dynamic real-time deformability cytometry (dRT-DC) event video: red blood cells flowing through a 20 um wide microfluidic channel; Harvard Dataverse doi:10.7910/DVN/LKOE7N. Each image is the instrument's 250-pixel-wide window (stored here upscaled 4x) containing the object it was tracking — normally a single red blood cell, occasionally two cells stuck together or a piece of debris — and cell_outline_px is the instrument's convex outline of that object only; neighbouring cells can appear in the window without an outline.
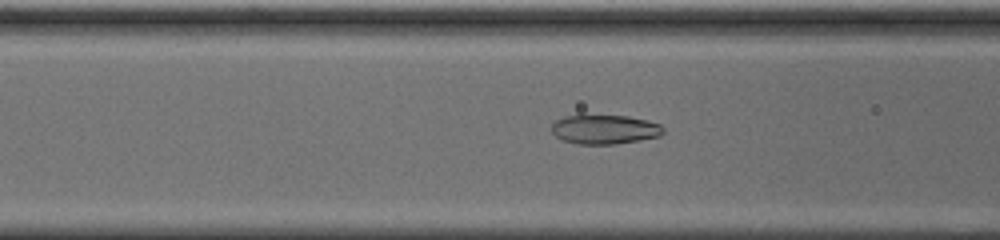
{"species": "common noctule bat (a hibernating species)", "species_latin": "Nyctalus noctula", "temperature_condition": "cold", "stored_images_in_passage": 53, "camera_frame_rate_fps": 3000, "um_per_image_px": 0.085, "animal": {"sex": "male", "body_mass_g": 20.0, "forearm_length_mm": 53.3}, "frame": {"image": 1, "passage_image": 19, "time_ms": 6.0, "image_size_px": [1000, 240], "cell_outline_px": [[664, 132], [660, 136], [640, 140], [616, 144], [576, 144], [564, 140], [556, 136], [552, 132], [552, 124], [556, 120], [564, 116], [628, 116], [648, 120], [660, 124], [664, 128]], "centroid_in_image_um": [51.43, 11.01], "position_along_channel_um": 115.2, "area_um2": 18.96}}
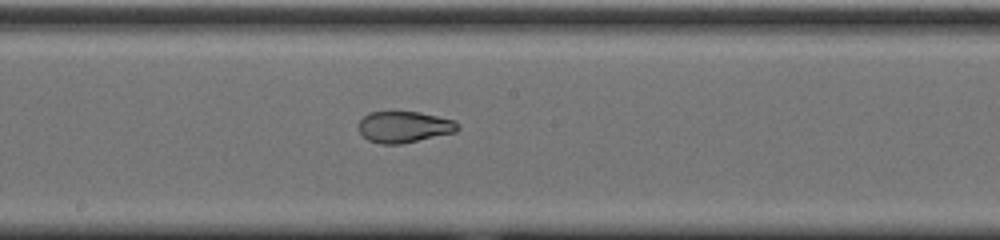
{"frame": {"image": 2, "passage_image": 27, "time_ms": 8.667, "image_size_px": [1000, 240], "cell_outline_px": [[460, 128], [456, 132], [400, 144], [380, 144], [368, 140], [356, 128], [356, 124], [368, 112], [420, 112], [456, 120], [460, 124]], "centroid_in_image_um": [34.35, 10.78], "position_along_channel_um": 213.9, "area_um2": 18.32}}
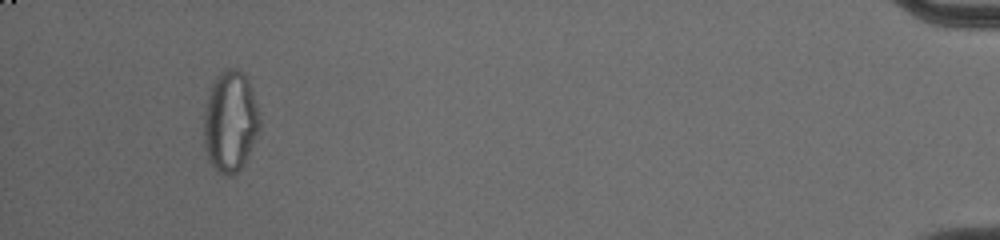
{"frame": {"image": 3, "passage_image": 50, "time_ms": 16.333, "image_size_px": [1000, 240], "cell_outline_px": [[260, 128], [248, 156], [244, 164], [236, 172], [228, 176], [216, 172], [212, 168], [208, 160], [204, 148], [204, 116], [208, 96], [212, 84], [216, 76], [220, 72], [228, 68], [236, 68], [248, 80], [260, 116]], "centroid_in_image_um": [19.56, 10.37], "position_along_channel_um": 415.6, "area_um2": 32.89}, "authors_computed_cell_mechanics": {"area_um2": 20.7502, "velocity_mm_per_s": 3.7041, "shape_relaxation_time_tau1_ms": null, "shape_relaxation_time_tau2_ms": 1.8927, "deformation_change_tau1": null, "deformation_change_tau2": 0.0547}}